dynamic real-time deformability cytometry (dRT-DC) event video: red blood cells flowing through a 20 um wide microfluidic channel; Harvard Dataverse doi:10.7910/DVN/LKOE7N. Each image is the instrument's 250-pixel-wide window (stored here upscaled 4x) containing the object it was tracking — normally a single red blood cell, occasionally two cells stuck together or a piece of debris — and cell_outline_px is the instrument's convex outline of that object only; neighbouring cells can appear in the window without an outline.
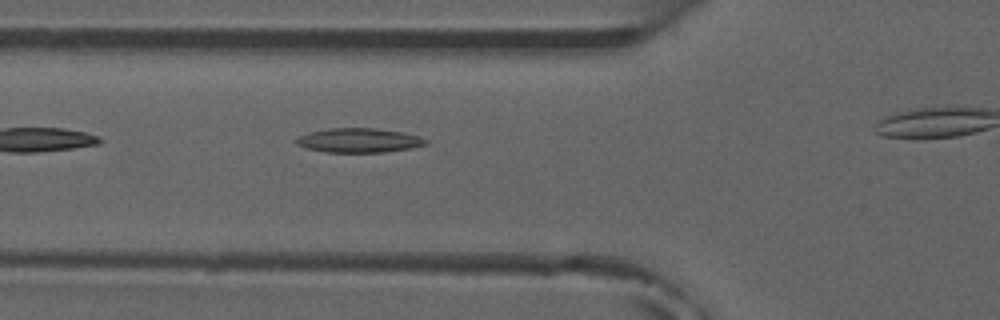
{"species": "common noctule bat (a hibernating species)", "species_latin": "Nyctalus noctula", "temperature_condition": "room temperature", "stored_images_in_passage": 4, "camera_frame_rate_fps": 3000, "um_per_image_px": 0.085, "animal": {"sex": "male", "forearm_length_mm": 52.5}, "frame": {"image": 1, "passage_image": 3, "time_ms": 3.0, "image_size_px": [1000, 320], "cell_outline_px": [[428, 144], [412, 148], [384, 152], [324, 152], [308, 148], [296, 144], [292, 140], [296, 136], [308, 132], [328, 128], [376, 128], [404, 132], [428, 140]], "centroid_in_image_um": [30.46, 11.92], "position_along_channel_um": 95.3, "area_um2": 18.55}}